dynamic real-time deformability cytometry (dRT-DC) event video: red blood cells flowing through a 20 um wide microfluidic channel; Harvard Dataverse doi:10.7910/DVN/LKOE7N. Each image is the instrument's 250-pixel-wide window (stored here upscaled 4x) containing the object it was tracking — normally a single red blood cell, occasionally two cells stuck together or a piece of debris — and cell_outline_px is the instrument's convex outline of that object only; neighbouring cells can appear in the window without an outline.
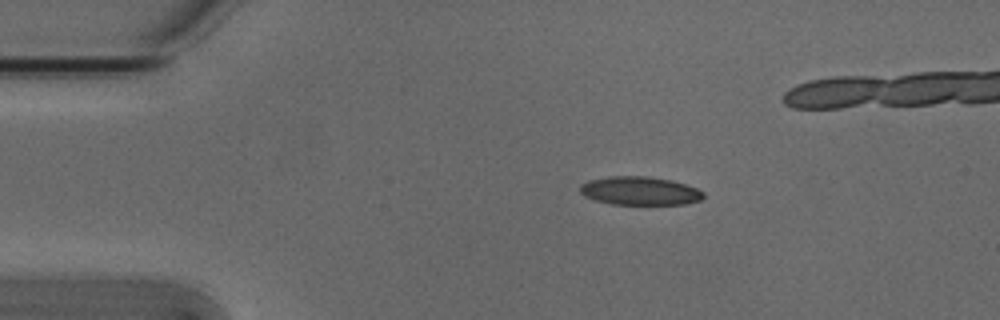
{"species": "Egyptian fruit bat (a non-hibernating species)", "species_latin": "Rousettus aegyptiacus", "temperature_condition": "cold", "stored_images_in_passage": 3, "camera_frame_rate_fps": 3000, "um_per_image_px": 0.085, "animal": {"sex": "male"}, "frame": {"image": 1, "passage_image": 1, "time_ms": 0.0, "image_size_px": [1000, 320], "cell_outline_px": [[704, 196], [700, 200], [684, 204], [612, 204], [596, 200], [584, 196], [580, 192], [580, 184], [588, 180], [608, 176], [644, 176], [668, 180], [684, 184], [696, 188], [704, 192]], "centroid_in_image_um": [54.34, 16.22], "position_along_channel_um": 30.7, "area_um2": 20.29}}